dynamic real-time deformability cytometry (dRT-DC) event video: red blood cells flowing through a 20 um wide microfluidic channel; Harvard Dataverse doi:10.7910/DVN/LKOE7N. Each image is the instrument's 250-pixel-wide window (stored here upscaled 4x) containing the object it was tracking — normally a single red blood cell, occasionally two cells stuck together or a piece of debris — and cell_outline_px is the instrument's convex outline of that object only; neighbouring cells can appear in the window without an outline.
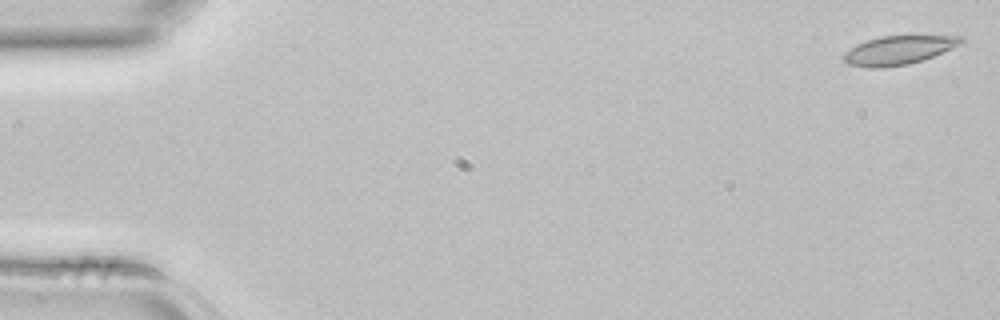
{"species": "common noctule bat (a hibernating species)", "species_latin": "Nyctalus noctula", "temperature_condition": "room temperature", "stored_images_in_passage": 4, "camera_frame_rate_fps": 3000, "um_per_image_px": 0.085, "animal": {"sex": "female", "body_mass_g": 22.7, "forearm_length_mm": 54.2}, "frame": {"image": 1, "passage_image": 1, "time_ms": 0.0, "image_size_px": [1000, 320], "cell_outline_px": [[964, 44], [932, 56], [908, 64], [880, 68], [868, 68], [848, 64], [844, 60], [844, 52], [856, 44], [880, 36], [964, 36]], "centroid_in_image_um": [76.39, 4.26], "position_along_channel_um": 8.6, "area_um2": 19.59}}
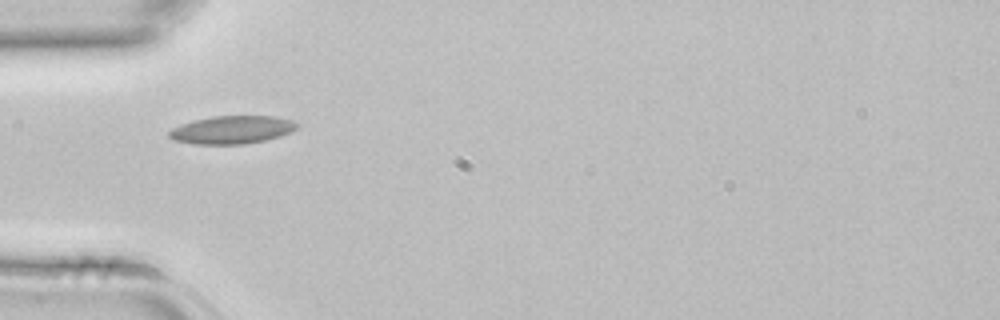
{"frame": {"image": 2, "passage_image": 4, "time_ms": 1.0, "image_size_px": [1000, 320], "cell_outline_px": [[300, 124], [292, 132], [280, 136], [264, 140], [244, 144], [192, 144], [176, 140], [168, 136], [168, 132], [172, 128], [180, 124], [192, 120], [212, 116], [276, 116], [292, 120]], "centroid_in_image_um": [19.72, 11.02], "position_along_channel_um": 65.3, "area_um2": 20.98}}